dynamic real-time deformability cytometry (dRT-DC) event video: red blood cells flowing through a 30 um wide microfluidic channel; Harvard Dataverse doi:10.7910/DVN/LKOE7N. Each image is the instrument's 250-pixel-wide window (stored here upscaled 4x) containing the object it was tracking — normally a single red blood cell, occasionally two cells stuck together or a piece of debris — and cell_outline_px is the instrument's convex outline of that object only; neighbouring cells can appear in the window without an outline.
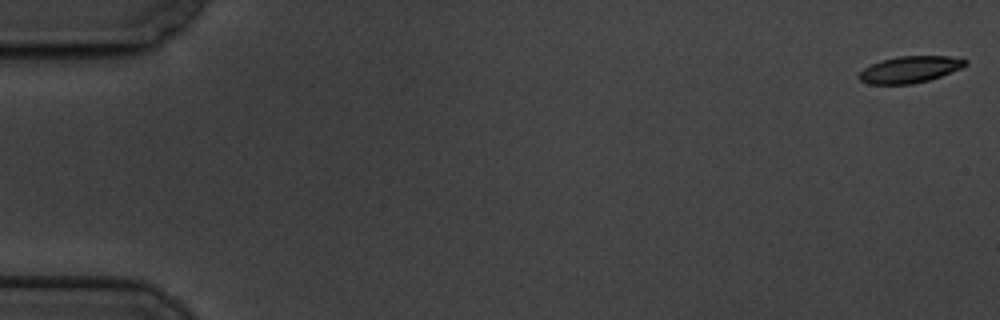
{"species": "common noctule bat (a hibernating species)", "species_latin": "Nyctalus noctula", "temperature_condition": "cold", "stored_images_in_passage": 6, "camera_frame_rate_fps": 3000, "um_per_image_px": 0.085, "animal": {"sex": "male", "body_mass_g": 19.5, "forearm_length_mm": 54.6}, "frame": {"image": 1, "passage_image": 1, "time_ms": 0.0, "image_size_px": [1000, 320], "cell_outline_px": [[968, 64], [960, 68], [940, 76], [928, 80], [912, 84], [868, 84], [860, 80], [856, 76], [864, 68], [880, 60], [900, 56], [948, 56], [968, 60]], "centroid_in_image_um": [77.3, 5.9], "position_along_channel_um": 7.7, "area_um2": 16.42}}
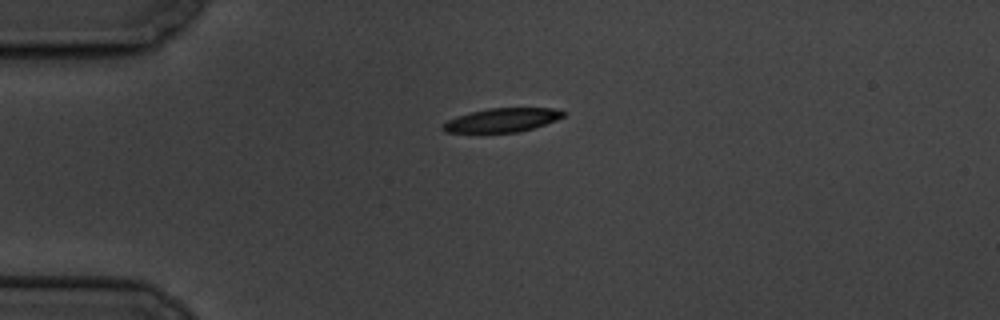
{"frame": {"image": 2, "passage_image": 5, "time_ms": 4.667, "image_size_px": [1000, 320], "cell_outline_px": [[564, 116], [556, 120], [520, 132], [444, 132], [440, 128], [448, 120], [472, 112], [488, 108], [552, 108], [564, 112]], "centroid_in_image_um": [42.68, 10.21], "position_along_channel_um": 42.3, "area_um2": 16.36}}